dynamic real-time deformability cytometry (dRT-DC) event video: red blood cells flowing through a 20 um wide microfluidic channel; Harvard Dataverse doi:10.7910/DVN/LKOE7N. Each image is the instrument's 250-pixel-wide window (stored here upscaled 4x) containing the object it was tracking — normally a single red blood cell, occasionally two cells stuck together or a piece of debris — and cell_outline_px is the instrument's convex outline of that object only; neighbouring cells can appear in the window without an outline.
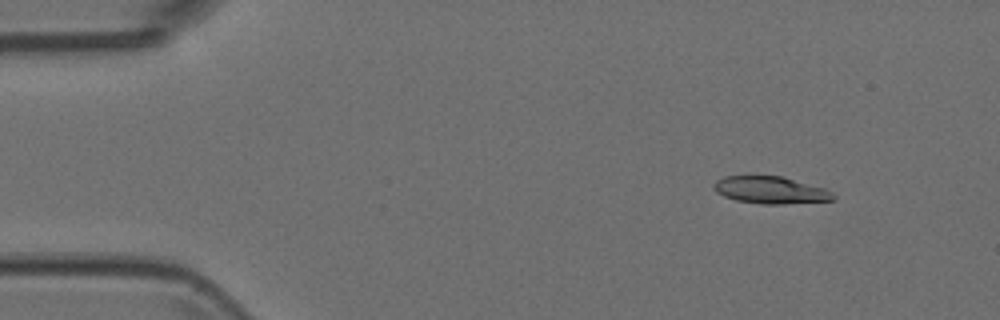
{"species": "Egyptian fruit bat (a non-hibernating species)", "species_latin": "Rousettus aegyptiacus", "temperature_condition": "room temperature", "stored_images_in_passage": 4, "camera_frame_rate_fps": 3000, "um_per_image_px": 0.085, "animal": {"sex": "female"}, "frame": {"image": 1, "passage_image": 2, "time_ms": 0.333, "image_size_px": [1000, 320], "cell_outline_px": [[836, 200], [784, 204], [764, 204], [736, 200], [724, 196], [716, 192], [712, 188], [712, 184], [716, 180], [724, 176], [780, 176], [824, 188], [832, 192], [836, 196]], "centroid_in_image_um": [65.48, 16.16], "position_along_channel_um": 19.5, "area_um2": 18.9}}
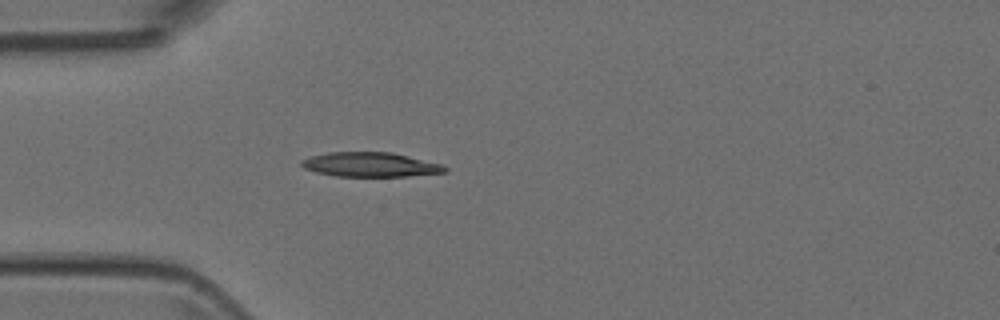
{"frame": {"image": 2, "passage_image": 4, "time_ms": 1.0, "image_size_px": [1000, 320], "cell_outline_px": [[448, 172], [408, 176], [336, 176], [316, 172], [304, 168], [300, 164], [300, 160], [312, 156], [328, 152], [392, 152], [444, 164], [448, 168]], "centroid_in_image_um": [31.52, 13.99], "position_along_channel_um": 53.5, "area_um2": 20.58}}